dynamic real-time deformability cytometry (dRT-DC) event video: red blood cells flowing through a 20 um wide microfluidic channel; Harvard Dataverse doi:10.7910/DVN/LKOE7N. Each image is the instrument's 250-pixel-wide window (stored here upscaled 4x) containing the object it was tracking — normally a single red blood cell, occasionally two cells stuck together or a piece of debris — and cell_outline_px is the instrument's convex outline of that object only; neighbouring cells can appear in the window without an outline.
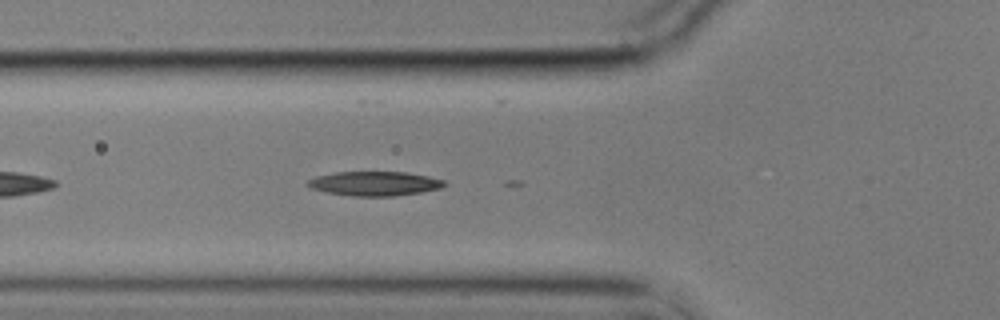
{"species": "common noctule bat (a hibernating species)", "species_latin": "Nyctalus noctula", "temperature_condition": "cold", "stored_images_in_passage": 11, "camera_frame_rate_fps": 3000, "um_per_image_px": 0.085, "animal": {"sex": "male", "body_mass_g": 17.9}, "frame": {"image": 1, "passage_image": 7, "time_ms": 2.0, "image_size_px": [1000, 320], "cell_outline_px": [[448, 184], [440, 188], [420, 192], [392, 196], [352, 196], [324, 192], [312, 188], [304, 184], [308, 180], [316, 176], [336, 172], [408, 172], [428, 176], [444, 180]], "centroid_in_image_um": [31.82, 15.6], "position_along_channel_um": 94.0, "area_um2": 19.42}}